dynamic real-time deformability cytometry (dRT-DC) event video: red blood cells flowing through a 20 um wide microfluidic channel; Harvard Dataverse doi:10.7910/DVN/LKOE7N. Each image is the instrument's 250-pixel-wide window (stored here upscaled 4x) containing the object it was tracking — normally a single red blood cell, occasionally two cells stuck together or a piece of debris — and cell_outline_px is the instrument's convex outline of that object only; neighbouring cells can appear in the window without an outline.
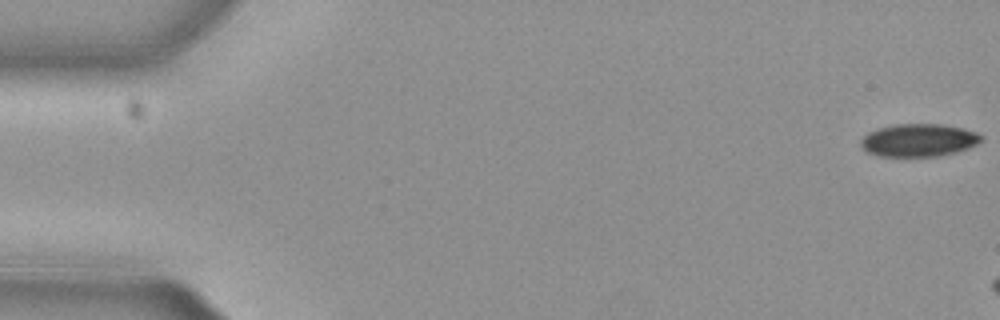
{"species": "common noctule bat (a hibernating species)", "species_latin": "Nyctalus noctula", "temperature_condition": "cold", "stored_images_in_passage": 7, "camera_frame_rate_fps": 3000, "um_per_image_px": 0.085, "animal": {"sex": "female", "body_mass_g": 29.2, "forearm_length_mm": 56.3}, "frame": {"image": 1, "passage_image": 1, "time_ms": 0.0, "image_size_px": [1000, 320], "cell_outline_px": [[984, 140], [968, 148], [956, 152], [936, 156], [880, 156], [868, 152], [860, 144], [860, 140], [868, 132], [876, 128], [896, 124], [940, 124], [964, 128], [976, 132], [984, 136]], "centroid_in_image_um": [78.11, 11.9], "position_along_channel_um": 6.9, "area_um2": 23.06}}